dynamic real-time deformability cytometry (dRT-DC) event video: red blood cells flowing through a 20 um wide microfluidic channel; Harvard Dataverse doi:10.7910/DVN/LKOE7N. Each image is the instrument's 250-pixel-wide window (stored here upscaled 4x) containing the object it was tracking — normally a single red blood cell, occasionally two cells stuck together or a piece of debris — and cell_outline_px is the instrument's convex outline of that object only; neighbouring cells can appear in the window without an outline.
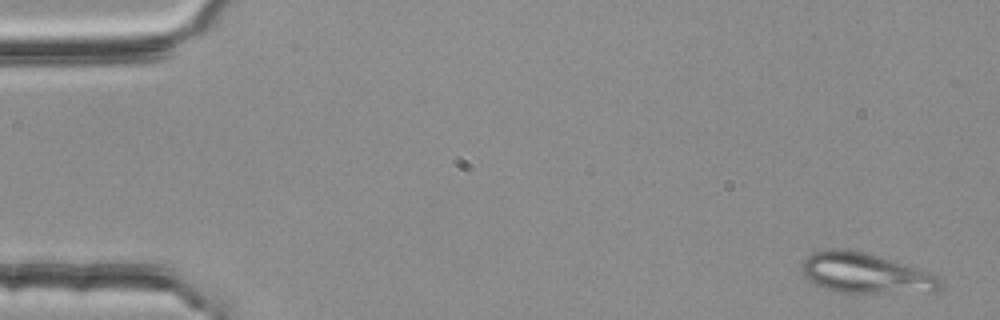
{"species": "common noctule bat (a hibernating species)", "species_latin": "Nyctalus noctula", "temperature_condition": "room temperature", "stored_images_in_passage": 4, "camera_frame_rate_fps": 3000, "um_per_image_px": 0.085, "animal": {"sex": "female", "body_mass_g": 25.1}, "frame": {"image": 1, "passage_image": 1, "time_ms": 0.0, "image_size_px": [1000, 320], "cell_outline_px": [[944, 288], [932, 292], [832, 292], [808, 280], [804, 276], [800, 268], [800, 264], [804, 256], [812, 252], [828, 248], [848, 248], [868, 252], [932, 272], [944, 284]], "centroid_in_image_um": [73.54, 23.19], "position_along_channel_um": 11.5, "area_um2": 33.29}}